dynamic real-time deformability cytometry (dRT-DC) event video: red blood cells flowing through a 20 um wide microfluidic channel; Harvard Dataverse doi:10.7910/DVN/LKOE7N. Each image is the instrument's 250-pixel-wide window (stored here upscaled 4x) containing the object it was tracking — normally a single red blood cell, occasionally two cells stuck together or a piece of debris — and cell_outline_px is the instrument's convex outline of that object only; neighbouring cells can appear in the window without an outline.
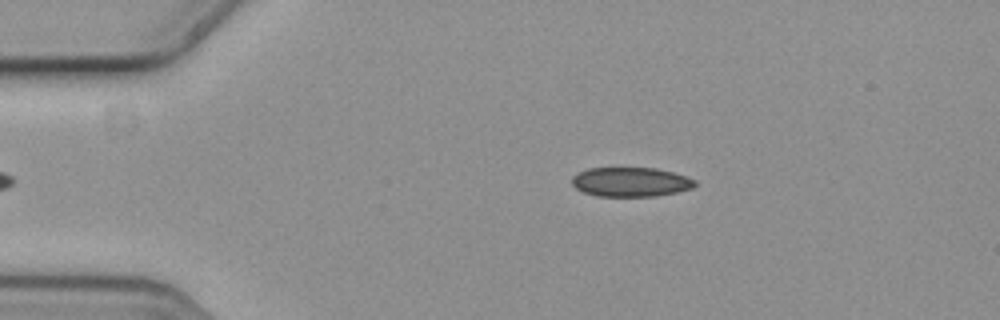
{"species": "common noctule bat (a hibernating species)", "species_latin": "Nyctalus noctula", "temperature_condition": "cold", "stored_images_in_passage": 4, "camera_frame_rate_fps": 3000, "um_per_image_px": 0.085, "animal": {"sex": "female", "body_mass_g": 19.3, "forearm_length_mm": 54.1}, "frame": {"image": 1, "passage_image": 1, "time_ms": 0.0, "image_size_px": [1000, 320], "cell_outline_px": [[696, 184], [692, 188], [676, 192], [656, 196], [596, 196], [584, 192], [576, 188], [572, 184], [572, 176], [588, 168], [656, 168], [672, 172], [696, 180]], "centroid_in_image_um": [53.6, 15.47], "position_along_channel_um": 31.4, "area_um2": 20.92}}
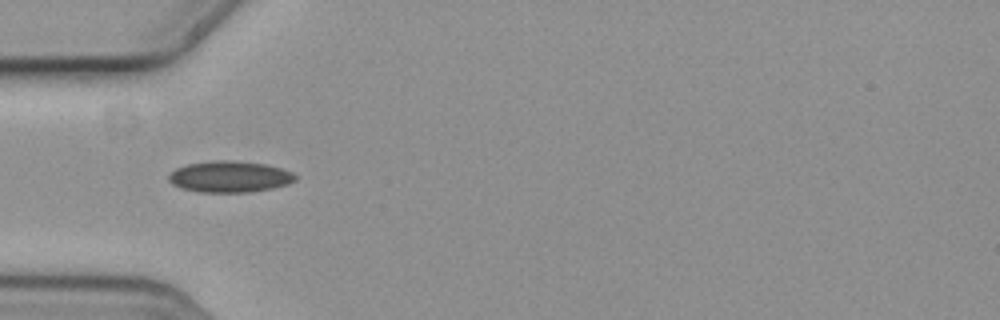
{"frame": {"image": 2, "passage_image": 3, "time_ms": 0.667, "image_size_px": [1000, 320], "cell_outline_px": [[296, 180], [288, 184], [272, 188], [252, 192], [196, 192], [180, 188], [172, 184], [168, 180], [168, 176], [176, 168], [188, 164], [216, 160], [232, 160], [264, 164], [280, 168], [292, 172], [296, 176]], "centroid_in_image_um": [19.51, 15.03], "position_along_channel_um": 65.5, "area_um2": 23.12}}
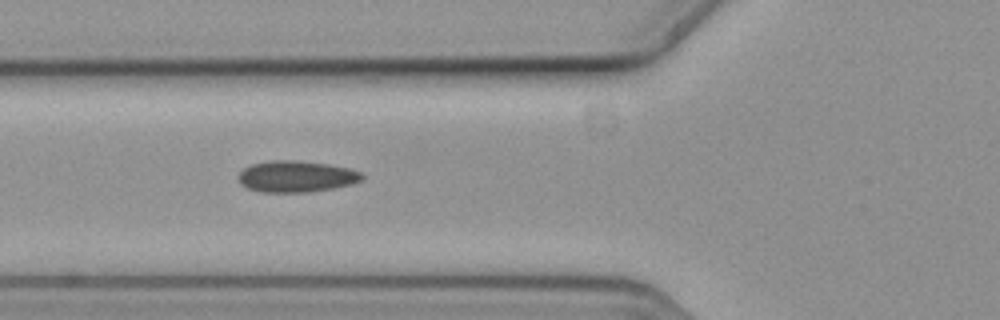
{"frame": {"image": 3, "passage_image": 4, "time_ms": 1.0, "image_size_px": [1000, 320], "cell_outline_px": [[364, 180], [352, 184], [332, 188], [308, 192], [260, 192], [248, 188], [240, 184], [236, 176], [244, 168], [252, 164], [272, 160], [296, 160], [328, 164], [348, 168], [360, 172], [364, 176]], "centroid_in_image_um": [25.17, 15.0], "position_along_channel_um": 100.6, "area_um2": 22.72}}